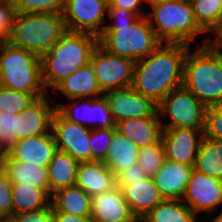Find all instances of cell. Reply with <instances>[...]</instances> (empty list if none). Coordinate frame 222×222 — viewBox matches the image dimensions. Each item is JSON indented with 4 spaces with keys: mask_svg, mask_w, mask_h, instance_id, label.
Here are the masks:
<instances>
[{
    "mask_svg": "<svg viewBox=\"0 0 222 222\" xmlns=\"http://www.w3.org/2000/svg\"><path fill=\"white\" fill-rule=\"evenodd\" d=\"M144 3L146 6L148 5V0H114L111 4L113 7H117L120 9H125L133 14L138 15L139 17L147 16V10L144 11L143 5ZM142 10V11H141ZM146 12V13H144Z\"/></svg>",
    "mask_w": 222,
    "mask_h": 222,
    "instance_id": "obj_45",
    "label": "cell"
},
{
    "mask_svg": "<svg viewBox=\"0 0 222 222\" xmlns=\"http://www.w3.org/2000/svg\"><path fill=\"white\" fill-rule=\"evenodd\" d=\"M198 26L207 33L222 14V0H190Z\"/></svg>",
    "mask_w": 222,
    "mask_h": 222,
    "instance_id": "obj_30",
    "label": "cell"
},
{
    "mask_svg": "<svg viewBox=\"0 0 222 222\" xmlns=\"http://www.w3.org/2000/svg\"><path fill=\"white\" fill-rule=\"evenodd\" d=\"M116 129L139 148L157 143L162 134L159 116L122 120L116 124Z\"/></svg>",
    "mask_w": 222,
    "mask_h": 222,
    "instance_id": "obj_22",
    "label": "cell"
},
{
    "mask_svg": "<svg viewBox=\"0 0 222 222\" xmlns=\"http://www.w3.org/2000/svg\"><path fill=\"white\" fill-rule=\"evenodd\" d=\"M15 11L11 0H4L0 4V36L8 40L13 24Z\"/></svg>",
    "mask_w": 222,
    "mask_h": 222,
    "instance_id": "obj_43",
    "label": "cell"
},
{
    "mask_svg": "<svg viewBox=\"0 0 222 222\" xmlns=\"http://www.w3.org/2000/svg\"><path fill=\"white\" fill-rule=\"evenodd\" d=\"M218 212H217V214L216 215H214V217H213V215L211 216V215H209V217H212L211 219L209 218V220L208 221H212V222H222V208H221V210L219 209V210H217Z\"/></svg>",
    "mask_w": 222,
    "mask_h": 222,
    "instance_id": "obj_47",
    "label": "cell"
},
{
    "mask_svg": "<svg viewBox=\"0 0 222 222\" xmlns=\"http://www.w3.org/2000/svg\"><path fill=\"white\" fill-rule=\"evenodd\" d=\"M0 222H15L12 218L0 219Z\"/></svg>",
    "mask_w": 222,
    "mask_h": 222,
    "instance_id": "obj_49",
    "label": "cell"
},
{
    "mask_svg": "<svg viewBox=\"0 0 222 222\" xmlns=\"http://www.w3.org/2000/svg\"><path fill=\"white\" fill-rule=\"evenodd\" d=\"M103 95L108 101L116 124L130 118L159 116L158 104L151 98L136 92L132 87L108 90Z\"/></svg>",
    "mask_w": 222,
    "mask_h": 222,
    "instance_id": "obj_13",
    "label": "cell"
},
{
    "mask_svg": "<svg viewBox=\"0 0 222 222\" xmlns=\"http://www.w3.org/2000/svg\"><path fill=\"white\" fill-rule=\"evenodd\" d=\"M18 114L0 112V155L6 154L17 141Z\"/></svg>",
    "mask_w": 222,
    "mask_h": 222,
    "instance_id": "obj_36",
    "label": "cell"
},
{
    "mask_svg": "<svg viewBox=\"0 0 222 222\" xmlns=\"http://www.w3.org/2000/svg\"><path fill=\"white\" fill-rule=\"evenodd\" d=\"M107 5H110L114 2V0H104Z\"/></svg>",
    "mask_w": 222,
    "mask_h": 222,
    "instance_id": "obj_50",
    "label": "cell"
},
{
    "mask_svg": "<svg viewBox=\"0 0 222 222\" xmlns=\"http://www.w3.org/2000/svg\"><path fill=\"white\" fill-rule=\"evenodd\" d=\"M193 169L222 180V141L203 137Z\"/></svg>",
    "mask_w": 222,
    "mask_h": 222,
    "instance_id": "obj_29",
    "label": "cell"
},
{
    "mask_svg": "<svg viewBox=\"0 0 222 222\" xmlns=\"http://www.w3.org/2000/svg\"><path fill=\"white\" fill-rule=\"evenodd\" d=\"M97 45L98 36L95 34L66 31L40 56L42 82L46 91L49 88L53 90L65 78L90 63Z\"/></svg>",
    "mask_w": 222,
    "mask_h": 222,
    "instance_id": "obj_2",
    "label": "cell"
},
{
    "mask_svg": "<svg viewBox=\"0 0 222 222\" xmlns=\"http://www.w3.org/2000/svg\"><path fill=\"white\" fill-rule=\"evenodd\" d=\"M133 222H143L142 218H136Z\"/></svg>",
    "mask_w": 222,
    "mask_h": 222,
    "instance_id": "obj_51",
    "label": "cell"
},
{
    "mask_svg": "<svg viewBox=\"0 0 222 222\" xmlns=\"http://www.w3.org/2000/svg\"><path fill=\"white\" fill-rule=\"evenodd\" d=\"M190 46L162 43L135 63L132 88L159 104L183 86L184 60Z\"/></svg>",
    "mask_w": 222,
    "mask_h": 222,
    "instance_id": "obj_1",
    "label": "cell"
},
{
    "mask_svg": "<svg viewBox=\"0 0 222 222\" xmlns=\"http://www.w3.org/2000/svg\"><path fill=\"white\" fill-rule=\"evenodd\" d=\"M88 128H116V122L112 117L108 101L104 95L99 98H89Z\"/></svg>",
    "mask_w": 222,
    "mask_h": 222,
    "instance_id": "obj_31",
    "label": "cell"
},
{
    "mask_svg": "<svg viewBox=\"0 0 222 222\" xmlns=\"http://www.w3.org/2000/svg\"><path fill=\"white\" fill-rule=\"evenodd\" d=\"M15 13L40 14L60 13L65 7V0H11Z\"/></svg>",
    "mask_w": 222,
    "mask_h": 222,
    "instance_id": "obj_34",
    "label": "cell"
},
{
    "mask_svg": "<svg viewBox=\"0 0 222 222\" xmlns=\"http://www.w3.org/2000/svg\"><path fill=\"white\" fill-rule=\"evenodd\" d=\"M93 222H133L137 217L131 212L119 187L91 197Z\"/></svg>",
    "mask_w": 222,
    "mask_h": 222,
    "instance_id": "obj_17",
    "label": "cell"
},
{
    "mask_svg": "<svg viewBox=\"0 0 222 222\" xmlns=\"http://www.w3.org/2000/svg\"><path fill=\"white\" fill-rule=\"evenodd\" d=\"M165 160V147L162 139L153 145L140 148L137 164L149 177L159 171Z\"/></svg>",
    "mask_w": 222,
    "mask_h": 222,
    "instance_id": "obj_33",
    "label": "cell"
},
{
    "mask_svg": "<svg viewBox=\"0 0 222 222\" xmlns=\"http://www.w3.org/2000/svg\"><path fill=\"white\" fill-rule=\"evenodd\" d=\"M206 109L184 86L171 91L157 107L162 128H190L200 131L205 128ZM166 116L167 119L170 118L168 123L164 120Z\"/></svg>",
    "mask_w": 222,
    "mask_h": 222,
    "instance_id": "obj_8",
    "label": "cell"
},
{
    "mask_svg": "<svg viewBox=\"0 0 222 222\" xmlns=\"http://www.w3.org/2000/svg\"><path fill=\"white\" fill-rule=\"evenodd\" d=\"M149 176L139 168L138 164L130 165L115 175V186L121 187L123 185L132 184L133 181L145 180Z\"/></svg>",
    "mask_w": 222,
    "mask_h": 222,
    "instance_id": "obj_42",
    "label": "cell"
},
{
    "mask_svg": "<svg viewBox=\"0 0 222 222\" xmlns=\"http://www.w3.org/2000/svg\"><path fill=\"white\" fill-rule=\"evenodd\" d=\"M203 132L190 128H162L165 159L194 167Z\"/></svg>",
    "mask_w": 222,
    "mask_h": 222,
    "instance_id": "obj_14",
    "label": "cell"
},
{
    "mask_svg": "<svg viewBox=\"0 0 222 222\" xmlns=\"http://www.w3.org/2000/svg\"><path fill=\"white\" fill-rule=\"evenodd\" d=\"M120 190L131 212L137 218H142L164 199L160 195L152 177L133 181L129 185H123Z\"/></svg>",
    "mask_w": 222,
    "mask_h": 222,
    "instance_id": "obj_19",
    "label": "cell"
},
{
    "mask_svg": "<svg viewBox=\"0 0 222 222\" xmlns=\"http://www.w3.org/2000/svg\"><path fill=\"white\" fill-rule=\"evenodd\" d=\"M192 171V166L165 159L161 169L152 178L164 199L182 200Z\"/></svg>",
    "mask_w": 222,
    "mask_h": 222,
    "instance_id": "obj_18",
    "label": "cell"
},
{
    "mask_svg": "<svg viewBox=\"0 0 222 222\" xmlns=\"http://www.w3.org/2000/svg\"><path fill=\"white\" fill-rule=\"evenodd\" d=\"M148 5L147 17L162 43L190 46L201 34L204 43L206 33L194 18L190 0H154Z\"/></svg>",
    "mask_w": 222,
    "mask_h": 222,
    "instance_id": "obj_3",
    "label": "cell"
},
{
    "mask_svg": "<svg viewBox=\"0 0 222 222\" xmlns=\"http://www.w3.org/2000/svg\"><path fill=\"white\" fill-rule=\"evenodd\" d=\"M0 166L13 184H31L35 188L44 190L51 197L47 167L14 161L6 154L1 155Z\"/></svg>",
    "mask_w": 222,
    "mask_h": 222,
    "instance_id": "obj_23",
    "label": "cell"
},
{
    "mask_svg": "<svg viewBox=\"0 0 222 222\" xmlns=\"http://www.w3.org/2000/svg\"><path fill=\"white\" fill-rule=\"evenodd\" d=\"M54 222H93L90 217H79L72 214L54 211Z\"/></svg>",
    "mask_w": 222,
    "mask_h": 222,
    "instance_id": "obj_46",
    "label": "cell"
},
{
    "mask_svg": "<svg viewBox=\"0 0 222 222\" xmlns=\"http://www.w3.org/2000/svg\"><path fill=\"white\" fill-rule=\"evenodd\" d=\"M107 6L104 0H65L62 14L66 30L99 36L106 24Z\"/></svg>",
    "mask_w": 222,
    "mask_h": 222,
    "instance_id": "obj_11",
    "label": "cell"
},
{
    "mask_svg": "<svg viewBox=\"0 0 222 222\" xmlns=\"http://www.w3.org/2000/svg\"><path fill=\"white\" fill-rule=\"evenodd\" d=\"M75 185L93 197L114 188L115 175L101 161L80 162Z\"/></svg>",
    "mask_w": 222,
    "mask_h": 222,
    "instance_id": "obj_20",
    "label": "cell"
},
{
    "mask_svg": "<svg viewBox=\"0 0 222 222\" xmlns=\"http://www.w3.org/2000/svg\"><path fill=\"white\" fill-rule=\"evenodd\" d=\"M139 151L140 148L134 142L116 129L108 149L107 158L103 163L116 175L130 165L137 164Z\"/></svg>",
    "mask_w": 222,
    "mask_h": 222,
    "instance_id": "obj_26",
    "label": "cell"
},
{
    "mask_svg": "<svg viewBox=\"0 0 222 222\" xmlns=\"http://www.w3.org/2000/svg\"><path fill=\"white\" fill-rule=\"evenodd\" d=\"M182 201L196 214L211 215L222 207V180L193 169Z\"/></svg>",
    "mask_w": 222,
    "mask_h": 222,
    "instance_id": "obj_10",
    "label": "cell"
},
{
    "mask_svg": "<svg viewBox=\"0 0 222 222\" xmlns=\"http://www.w3.org/2000/svg\"><path fill=\"white\" fill-rule=\"evenodd\" d=\"M0 85L38 98L48 94L42 82L40 56L7 41L0 53Z\"/></svg>",
    "mask_w": 222,
    "mask_h": 222,
    "instance_id": "obj_7",
    "label": "cell"
},
{
    "mask_svg": "<svg viewBox=\"0 0 222 222\" xmlns=\"http://www.w3.org/2000/svg\"><path fill=\"white\" fill-rule=\"evenodd\" d=\"M98 44L107 52L127 57L135 62L147 57L162 42L151 27L147 16L139 17L131 25L104 26Z\"/></svg>",
    "mask_w": 222,
    "mask_h": 222,
    "instance_id": "obj_6",
    "label": "cell"
},
{
    "mask_svg": "<svg viewBox=\"0 0 222 222\" xmlns=\"http://www.w3.org/2000/svg\"><path fill=\"white\" fill-rule=\"evenodd\" d=\"M13 183L0 166V219L12 217Z\"/></svg>",
    "mask_w": 222,
    "mask_h": 222,
    "instance_id": "obj_39",
    "label": "cell"
},
{
    "mask_svg": "<svg viewBox=\"0 0 222 222\" xmlns=\"http://www.w3.org/2000/svg\"><path fill=\"white\" fill-rule=\"evenodd\" d=\"M106 18H109L110 20L109 22L111 23L109 24L107 23L105 24V26H123V25H131L139 18V16L133 14L128 10L113 7L110 4L107 6Z\"/></svg>",
    "mask_w": 222,
    "mask_h": 222,
    "instance_id": "obj_40",
    "label": "cell"
},
{
    "mask_svg": "<svg viewBox=\"0 0 222 222\" xmlns=\"http://www.w3.org/2000/svg\"><path fill=\"white\" fill-rule=\"evenodd\" d=\"M6 42H7V40L4 37L0 36V53H1V50Z\"/></svg>",
    "mask_w": 222,
    "mask_h": 222,
    "instance_id": "obj_48",
    "label": "cell"
},
{
    "mask_svg": "<svg viewBox=\"0 0 222 222\" xmlns=\"http://www.w3.org/2000/svg\"><path fill=\"white\" fill-rule=\"evenodd\" d=\"M37 99L35 94L15 91L0 85V112L19 114Z\"/></svg>",
    "mask_w": 222,
    "mask_h": 222,
    "instance_id": "obj_32",
    "label": "cell"
},
{
    "mask_svg": "<svg viewBox=\"0 0 222 222\" xmlns=\"http://www.w3.org/2000/svg\"><path fill=\"white\" fill-rule=\"evenodd\" d=\"M90 62L103 93L132 86L136 63L134 60L113 55L98 44L92 52Z\"/></svg>",
    "mask_w": 222,
    "mask_h": 222,
    "instance_id": "obj_9",
    "label": "cell"
},
{
    "mask_svg": "<svg viewBox=\"0 0 222 222\" xmlns=\"http://www.w3.org/2000/svg\"><path fill=\"white\" fill-rule=\"evenodd\" d=\"M116 128L91 129L89 144L91 146V161H101L107 158L108 149Z\"/></svg>",
    "mask_w": 222,
    "mask_h": 222,
    "instance_id": "obj_37",
    "label": "cell"
},
{
    "mask_svg": "<svg viewBox=\"0 0 222 222\" xmlns=\"http://www.w3.org/2000/svg\"><path fill=\"white\" fill-rule=\"evenodd\" d=\"M183 86L206 107L222 105V59L217 51L202 44L188 48Z\"/></svg>",
    "mask_w": 222,
    "mask_h": 222,
    "instance_id": "obj_4",
    "label": "cell"
},
{
    "mask_svg": "<svg viewBox=\"0 0 222 222\" xmlns=\"http://www.w3.org/2000/svg\"><path fill=\"white\" fill-rule=\"evenodd\" d=\"M79 161L69 154L57 150L47 166V175L51 196L58 190L74 186L76 184Z\"/></svg>",
    "mask_w": 222,
    "mask_h": 222,
    "instance_id": "obj_24",
    "label": "cell"
},
{
    "mask_svg": "<svg viewBox=\"0 0 222 222\" xmlns=\"http://www.w3.org/2000/svg\"><path fill=\"white\" fill-rule=\"evenodd\" d=\"M217 53L219 54V56H220V57H221V59H222V49L217 50Z\"/></svg>",
    "mask_w": 222,
    "mask_h": 222,
    "instance_id": "obj_52",
    "label": "cell"
},
{
    "mask_svg": "<svg viewBox=\"0 0 222 222\" xmlns=\"http://www.w3.org/2000/svg\"><path fill=\"white\" fill-rule=\"evenodd\" d=\"M143 222H198V216L179 199H163L142 217Z\"/></svg>",
    "mask_w": 222,
    "mask_h": 222,
    "instance_id": "obj_27",
    "label": "cell"
},
{
    "mask_svg": "<svg viewBox=\"0 0 222 222\" xmlns=\"http://www.w3.org/2000/svg\"><path fill=\"white\" fill-rule=\"evenodd\" d=\"M56 151L54 135L50 132L17 140L6 155L14 161L47 167Z\"/></svg>",
    "mask_w": 222,
    "mask_h": 222,
    "instance_id": "obj_15",
    "label": "cell"
},
{
    "mask_svg": "<svg viewBox=\"0 0 222 222\" xmlns=\"http://www.w3.org/2000/svg\"><path fill=\"white\" fill-rule=\"evenodd\" d=\"M209 33H212L211 35H213L214 39L213 37L210 38L211 35H208ZM202 45L213 51L222 49V14L206 33L205 41Z\"/></svg>",
    "mask_w": 222,
    "mask_h": 222,
    "instance_id": "obj_44",
    "label": "cell"
},
{
    "mask_svg": "<svg viewBox=\"0 0 222 222\" xmlns=\"http://www.w3.org/2000/svg\"><path fill=\"white\" fill-rule=\"evenodd\" d=\"M46 94L18 114L17 140L52 132V118L56 106L51 105Z\"/></svg>",
    "mask_w": 222,
    "mask_h": 222,
    "instance_id": "obj_16",
    "label": "cell"
},
{
    "mask_svg": "<svg viewBox=\"0 0 222 222\" xmlns=\"http://www.w3.org/2000/svg\"><path fill=\"white\" fill-rule=\"evenodd\" d=\"M51 131L57 150L69 154L79 162L91 161V129L68 121L56 110L52 118Z\"/></svg>",
    "mask_w": 222,
    "mask_h": 222,
    "instance_id": "obj_12",
    "label": "cell"
},
{
    "mask_svg": "<svg viewBox=\"0 0 222 222\" xmlns=\"http://www.w3.org/2000/svg\"><path fill=\"white\" fill-rule=\"evenodd\" d=\"M11 218L15 222H54V211L50 204L41 210L15 214Z\"/></svg>",
    "mask_w": 222,
    "mask_h": 222,
    "instance_id": "obj_41",
    "label": "cell"
},
{
    "mask_svg": "<svg viewBox=\"0 0 222 222\" xmlns=\"http://www.w3.org/2000/svg\"><path fill=\"white\" fill-rule=\"evenodd\" d=\"M52 91L61 92L69 100L99 98L104 94L96 81L91 62L65 78Z\"/></svg>",
    "mask_w": 222,
    "mask_h": 222,
    "instance_id": "obj_21",
    "label": "cell"
},
{
    "mask_svg": "<svg viewBox=\"0 0 222 222\" xmlns=\"http://www.w3.org/2000/svg\"><path fill=\"white\" fill-rule=\"evenodd\" d=\"M63 14L15 13L8 42L38 56L47 52L66 32Z\"/></svg>",
    "mask_w": 222,
    "mask_h": 222,
    "instance_id": "obj_5",
    "label": "cell"
},
{
    "mask_svg": "<svg viewBox=\"0 0 222 222\" xmlns=\"http://www.w3.org/2000/svg\"><path fill=\"white\" fill-rule=\"evenodd\" d=\"M55 106L65 119L88 128L89 98L70 99L69 104L59 101Z\"/></svg>",
    "mask_w": 222,
    "mask_h": 222,
    "instance_id": "obj_35",
    "label": "cell"
},
{
    "mask_svg": "<svg viewBox=\"0 0 222 222\" xmlns=\"http://www.w3.org/2000/svg\"><path fill=\"white\" fill-rule=\"evenodd\" d=\"M51 204V197L31 184H13L12 216L23 212L38 211Z\"/></svg>",
    "mask_w": 222,
    "mask_h": 222,
    "instance_id": "obj_28",
    "label": "cell"
},
{
    "mask_svg": "<svg viewBox=\"0 0 222 222\" xmlns=\"http://www.w3.org/2000/svg\"><path fill=\"white\" fill-rule=\"evenodd\" d=\"M204 137L222 141V105L207 107Z\"/></svg>",
    "mask_w": 222,
    "mask_h": 222,
    "instance_id": "obj_38",
    "label": "cell"
},
{
    "mask_svg": "<svg viewBox=\"0 0 222 222\" xmlns=\"http://www.w3.org/2000/svg\"><path fill=\"white\" fill-rule=\"evenodd\" d=\"M53 211L72 214L79 217H90L91 196L76 185L53 193L51 196Z\"/></svg>",
    "mask_w": 222,
    "mask_h": 222,
    "instance_id": "obj_25",
    "label": "cell"
}]
</instances>
